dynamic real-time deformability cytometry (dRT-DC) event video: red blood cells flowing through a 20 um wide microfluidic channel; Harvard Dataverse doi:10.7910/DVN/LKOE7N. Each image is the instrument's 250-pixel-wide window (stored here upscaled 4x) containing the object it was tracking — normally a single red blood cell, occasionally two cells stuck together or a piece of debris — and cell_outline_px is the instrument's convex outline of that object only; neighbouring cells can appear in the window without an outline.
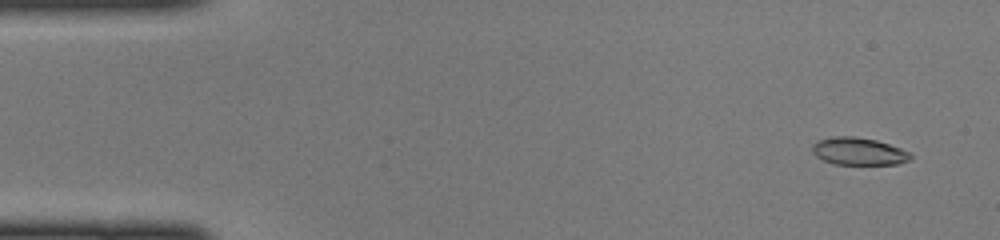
{"species": "common noctule bat (a hibernating species)", "species_latin": "Nyctalus noctula", "temperature_condition": "cold", "stored_images_in_passage": 47, "camera_frame_rate_fps": 3000, "um_per_image_px": 0.085, "animal": {"sex": "female", "body_mass_g": 22.0, "forearm_length_mm": 56.7}, "frame": {"image": 1, "passage_image": 3, "time_ms": 0.667, "image_size_px": [1000, 240], "cell_outline_px": [[912, 156], [908, 160], [896, 164], [832, 164], [816, 156], [812, 152], [812, 144], [816, 140], [832, 136], [852, 136], [876, 140], [900, 148], [908, 152]], "centroid_in_image_um": [72.92, 12.85], "position_along_channel_um": 12.1, "area_um2": 15.66}}
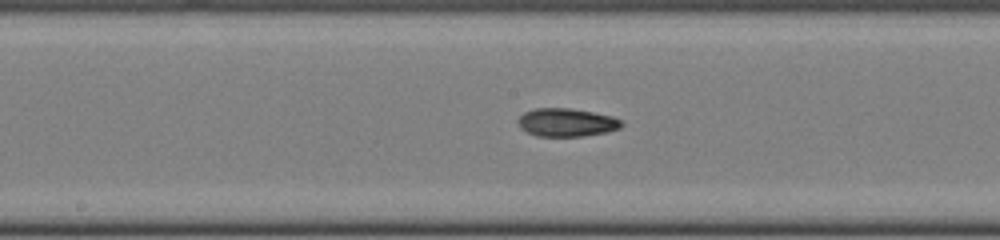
{"frame": {"image": 2, "passage_image": 24, "time_ms": 7.667, "image_size_px": [1000, 240], "cell_outline_px": [[624, 124], [620, 128], [608, 132], [584, 136], [536, 136], [520, 128], [516, 120], [524, 112], [536, 108], [572, 108], [612, 116], [620, 120]], "centroid_in_image_um": [48.15, 10.41], "position_along_channel_um": 200.0, "area_um2": 17.11}}
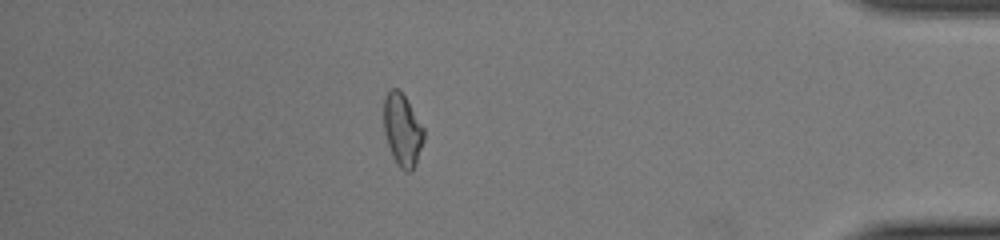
{"frame": {"image": 3, "passage_image": 41, "time_ms": 13.333, "image_size_px": [1000, 240], "cell_outline_px": [[424, 140], [416, 164], [408, 172], [400, 168], [396, 164], [392, 156], [384, 132], [384, 96], [392, 88], [400, 88], [424, 128]], "centroid_in_image_um": [34.2, 11.03], "position_along_channel_um": 401.0, "area_um2": 16.94}}